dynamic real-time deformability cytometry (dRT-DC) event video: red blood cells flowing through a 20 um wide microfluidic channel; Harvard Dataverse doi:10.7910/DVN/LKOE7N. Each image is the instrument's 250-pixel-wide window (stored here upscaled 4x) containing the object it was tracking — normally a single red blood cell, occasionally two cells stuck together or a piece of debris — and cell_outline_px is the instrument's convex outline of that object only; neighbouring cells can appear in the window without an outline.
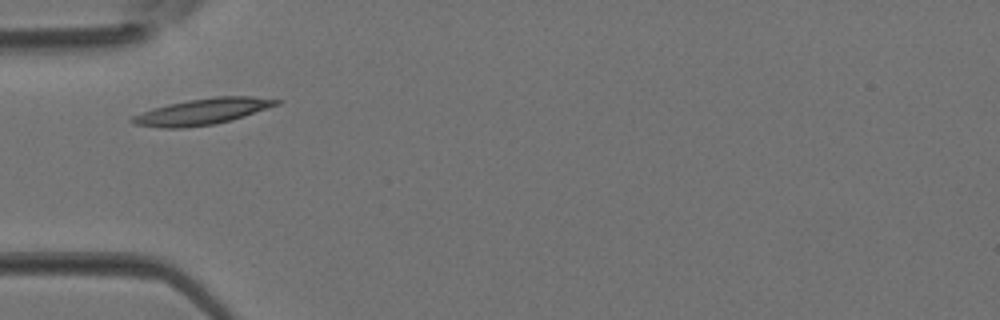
{"species": "Egyptian fruit bat (a non-hibernating species)", "species_latin": "Rousettus aegyptiacus", "temperature_condition": "room temperature", "stored_images_in_passage": 3, "camera_frame_rate_fps": 3000, "um_per_image_px": 0.085, "animal": {"sex": "female"}, "frame": {"image": 1, "passage_image": 2, "time_ms": 0.333, "image_size_px": [1000, 320], "cell_outline_px": [[284, 100], [280, 104], [232, 120], [216, 124], [184, 128], [160, 128], [136, 124], [128, 120], [132, 116], [168, 104], [188, 100], [216, 96], [252, 96]], "centroid_in_image_um": [17.27, 9.48], "position_along_channel_um": 67.7, "area_um2": 21.91}}
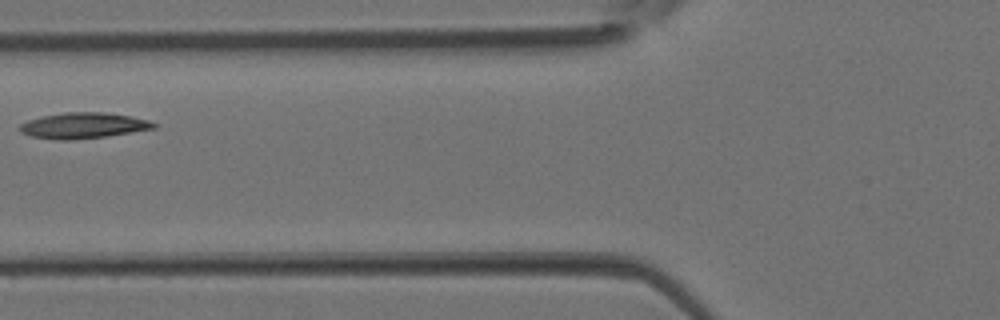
{"frame": {"image": 2, "passage_image": 3, "time_ms": 0.667, "image_size_px": [1000, 320], "cell_outline_px": [[156, 128], [104, 136], [72, 140], [60, 140], [32, 136], [20, 132], [20, 124], [28, 120], [40, 116], [64, 112], [104, 112], [128, 116], [148, 120], [156, 124]], "centroid_in_image_um": [7.04, 10.66], "position_along_channel_um": 118.8, "area_um2": 19.88}}